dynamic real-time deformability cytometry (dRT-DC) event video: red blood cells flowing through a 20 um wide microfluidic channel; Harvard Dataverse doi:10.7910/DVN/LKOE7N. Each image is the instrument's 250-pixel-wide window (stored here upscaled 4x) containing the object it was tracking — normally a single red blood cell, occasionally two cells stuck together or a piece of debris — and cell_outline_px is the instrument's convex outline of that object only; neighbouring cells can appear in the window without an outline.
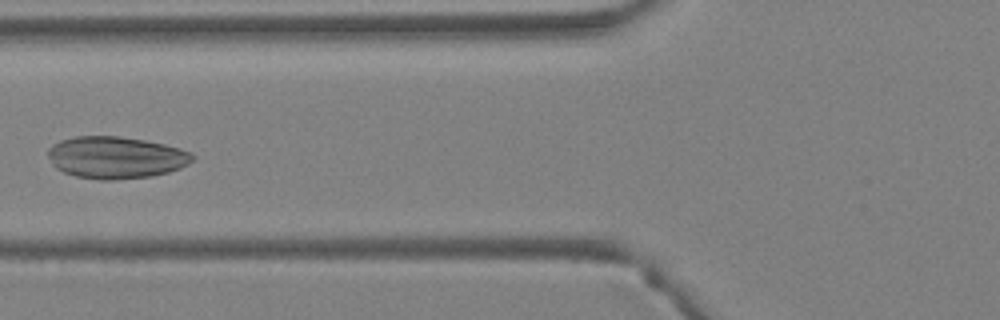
{"species": "Egyptian fruit bat (a non-hibernating species)", "species_latin": "Rousettus aegyptiacus", "temperature_condition": "warm", "stored_images_in_passage": 5, "camera_frame_rate_fps": 3000, "um_per_image_px": 0.085, "animal": {"sex": "female"}, "frame": {"image": 1, "passage_image": 5, "time_ms": 1.333, "image_size_px": [1000, 320], "cell_outline_px": [[196, 156], [188, 164], [180, 168], [168, 172], [152, 176], [116, 180], [100, 180], [76, 176], [64, 172], [56, 168], [52, 164], [48, 156], [48, 148], [52, 144], [60, 140], [76, 136], [120, 136], [144, 140], [164, 144], [180, 148], [192, 152]], "centroid_in_image_um": [9.85, 13.38], "position_along_channel_um": 116.0, "area_um2": 35.6}}